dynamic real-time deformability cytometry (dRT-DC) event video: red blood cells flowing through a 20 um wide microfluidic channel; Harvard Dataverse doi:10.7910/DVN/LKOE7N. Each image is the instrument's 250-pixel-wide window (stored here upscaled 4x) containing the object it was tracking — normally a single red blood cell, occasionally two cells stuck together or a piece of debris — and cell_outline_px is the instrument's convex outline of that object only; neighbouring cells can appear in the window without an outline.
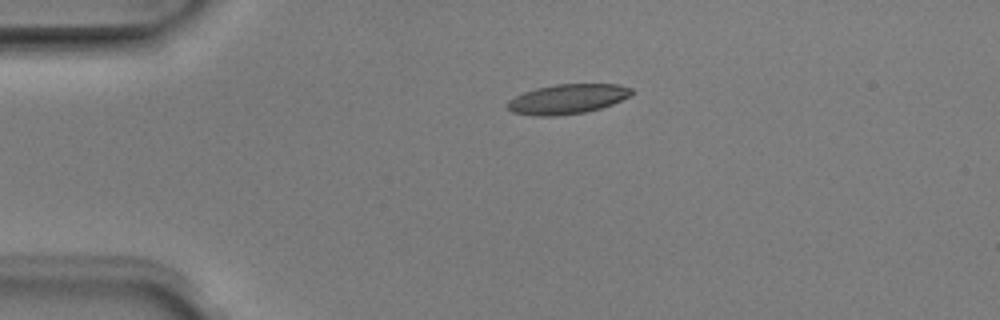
{"species": "Egyptian fruit bat (a non-hibernating species)", "species_latin": "Rousettus aegyptiacus", "temperature_condition": "room temperature", "stored_images_in_passage": 2, "camera_frame_rate_fps": 3000, "um_per_image_px": 0.085, "animal": {"sex": "male"}, "frame": {"image": 1, "passage_image": 1, "time_ms": 0.0, "image_size_px": [1000, 320], "cell_outline_px": [[632, 92], [628, 96], [612, 104], [600, 108], [584, 112], [556, 116], [532, 116], [512, 112], [508, 108], [508, 100], [524, 92], [536, 88], [556, 84], [620, 84], [632, 88]], "centroid_in_image_um": [48.21, 8.41], "position_along_channel_um": 36.8, "area_um2": 21.39}}